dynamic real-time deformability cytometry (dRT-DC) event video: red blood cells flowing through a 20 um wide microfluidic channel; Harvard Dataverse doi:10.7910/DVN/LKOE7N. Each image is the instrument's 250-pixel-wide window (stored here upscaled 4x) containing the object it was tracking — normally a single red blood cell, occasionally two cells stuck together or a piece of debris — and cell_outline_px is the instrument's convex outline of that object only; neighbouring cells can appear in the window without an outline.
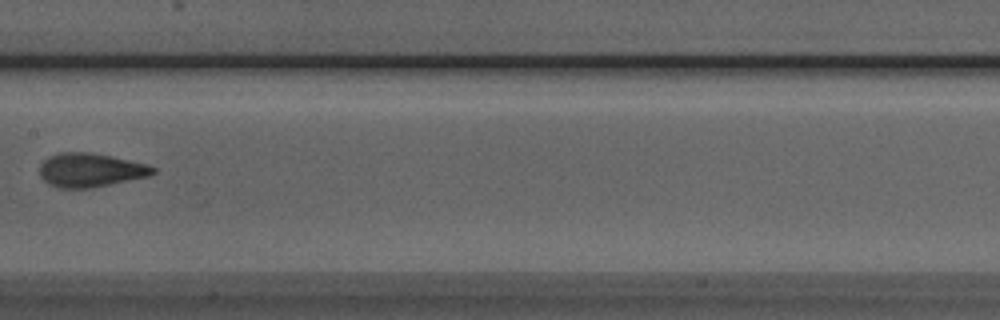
{"species": "Egyptian fruit bat (a non-hibernating species)", "species_latin": "Rousettus aegyptiacus", "temperature_condition": "room temperature", "stored_images_in_passage": 7, "camera_frame_rate_fps": 3000, "um_per_image_px": 0.085, "animal": {"sex": "male"}, "frame": {"image": 1, "passage_image": 7, "time_ms": 7.0, "image_size_px": [1000, 320], "cell_outline_px": [[156, 172], [148, 176], [88, 188], [56, 188], [48, 184], [40, 176], [40, 164], [48, 156], [60, 152], [92, 152], [112, 156], [148, 164], [156, 168]], "centroid_in_image_um": [7.66, 14.44], "position_along_channel_um": 199.7, "area_um2": 22.37}}